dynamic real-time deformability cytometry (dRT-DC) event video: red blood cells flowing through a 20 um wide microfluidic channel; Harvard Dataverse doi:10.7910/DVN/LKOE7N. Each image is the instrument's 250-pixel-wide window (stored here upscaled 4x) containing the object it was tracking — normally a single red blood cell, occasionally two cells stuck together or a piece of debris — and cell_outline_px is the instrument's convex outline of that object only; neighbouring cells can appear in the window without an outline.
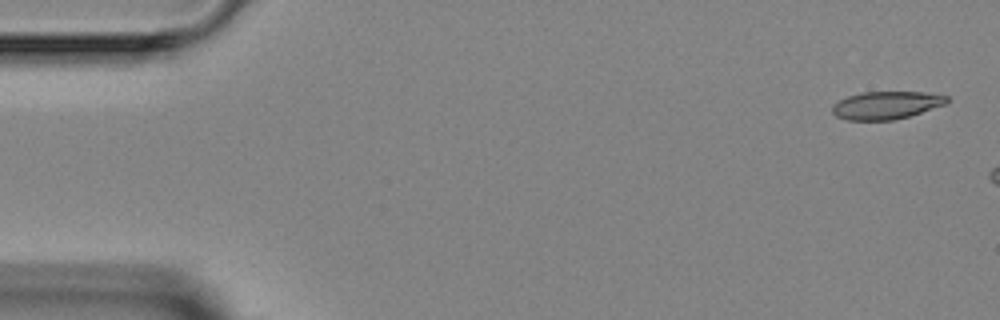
{"species": "Egyptian fruit bat (a non-hibernating species)", "species_latin": "Rousettus aegyptiacus", "temperature_condition": "room temperature", "stored_images_in_passage": 4, "camera_frame_rate_fps": 3000, "um_per_image_px": 0.085, "animal": {"sex": "female"}, "frame": {"image": 1, "passage_image": 1, "time_ms": 0.0, "image_size_px": [1000, 320], "cell_outline_px": [[952, 100], [948, 104], [908, 116], [892, 120], [848, 120], [836, 116], [832, 112], [832, 104], [848, 96], [864, 92], [924, 92], [948, 96]], "centroid_in_image_um": [75.37, 8.94], "position_along_channel_um": 9.6, "area_um2": 18.61}}